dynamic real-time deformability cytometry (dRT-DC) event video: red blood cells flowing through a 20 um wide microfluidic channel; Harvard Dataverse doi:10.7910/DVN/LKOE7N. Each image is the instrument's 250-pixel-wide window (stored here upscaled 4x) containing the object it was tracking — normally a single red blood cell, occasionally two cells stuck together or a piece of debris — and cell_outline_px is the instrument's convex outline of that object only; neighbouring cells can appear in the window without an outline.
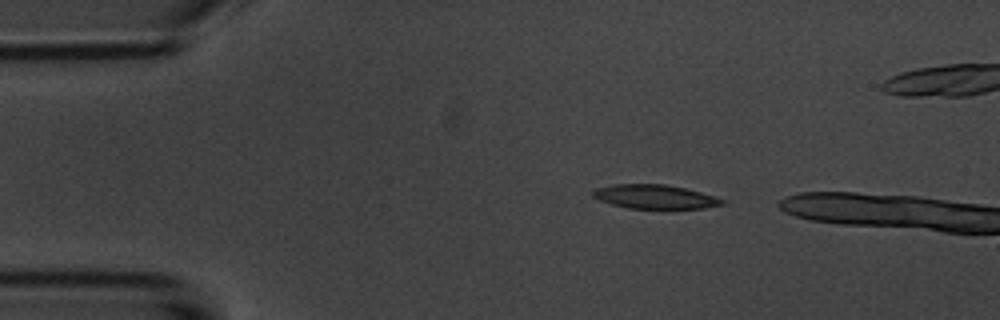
{"species": "common noctule bat (a hibernating species)", "species_latin": "Nyctalus noctula", "temperature_condition": "room temperature", "stored_images_in_passage": 39, "camera_frame_rate_fps": 3000, "um_per_image_px": 0.085, "animal": {"sex": "male", "body_mass_g": 20.1, "forearm_length_mm": 53.5}, "frame": {"image": 1, "passage_image": 4, "time_ms": 1.0, "image_size_px": [1000, 320], "cell_outline_px": [[728, 200], [724, 204], [704, 208], [628, 208], [612, 204], [600, 200], [592, 196], [592, 192], [596, 188], [612, 184], [664, 184], [684, 188], [716, 196]], "centroid_in_image_um": [55.69, 16.71], "position_along_channel_um": 29.3, "area_um2": 18.03}}
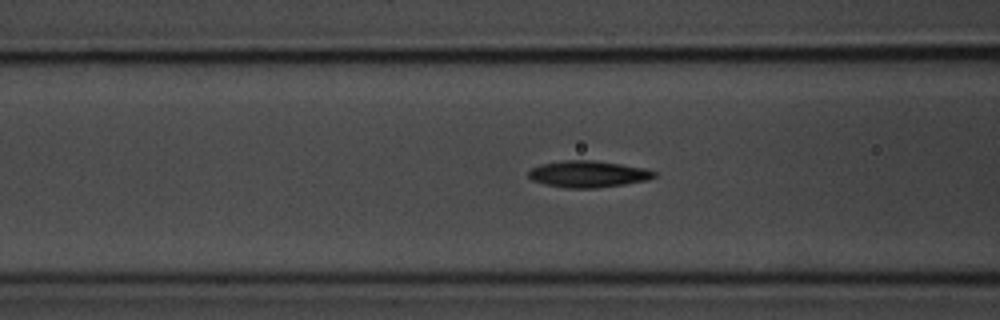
{"frame": {"image": 2, "passage_image": 15, "time_ms": 4.667, "image_size_px": [1000, 320], "cell_outline_px": [[656, 176], [648, 180], [624, 184], [596, 188], [564, 188], [544, 184], [532, 180], [528, 176], [528, 172], [532, 168], [540, 164], [564, 160], [592, 160], [620, 164], [644, 168], [656, 172]], "centroid_in_image_um": [49.97, 14.8], "position_along_channel_um": 116.6, "area_um2": 19.48}}
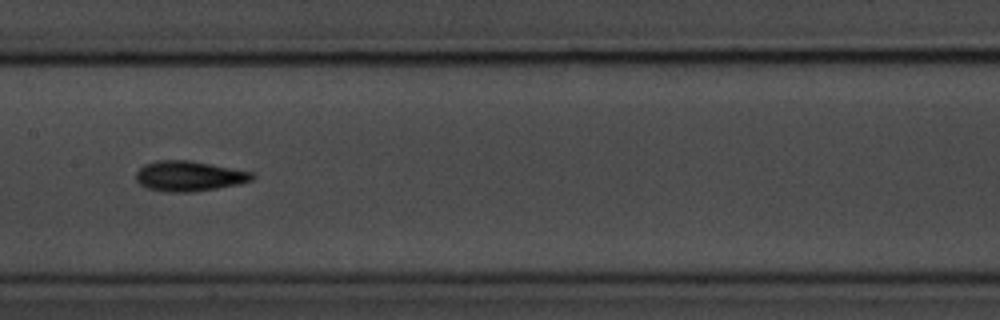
{"frame": {"image": 3, "passage_image": 21, "time_ms": 6.667, "image_size_px": [1000, 320], "cell_outline_px": [[256, 176], [252, 180], [236, 184], [216, 188], [192, 192], [164, 192], [148, 188], [140, 184], [136, 180], [136, 172], [144, 164], [160, 160], [188, 160], [252, 172]], "centroid_in_image_um": [16.04, 14.97], "position_along_channel_um": 191.4, "area_um2": 20.23}}